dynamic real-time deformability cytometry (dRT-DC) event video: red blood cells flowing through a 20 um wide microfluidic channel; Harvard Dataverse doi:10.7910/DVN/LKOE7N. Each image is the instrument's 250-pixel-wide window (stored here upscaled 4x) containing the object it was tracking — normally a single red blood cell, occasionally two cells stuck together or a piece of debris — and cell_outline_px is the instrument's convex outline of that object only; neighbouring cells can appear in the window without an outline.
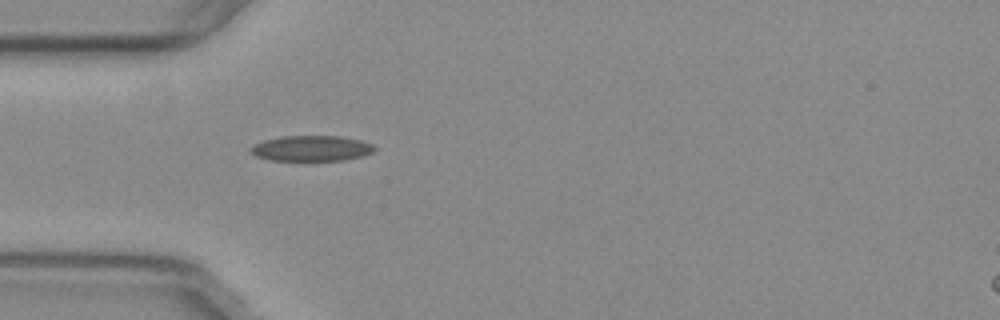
{"species": "common noctule bat (a hibernating species)", "species_latin": "Nyctalus noctula", "temperature_condition": "warm", "stored_images_in_passage": 31, "camera_frame_rate_fps": 3000, "um_per_image_px": 0.085, "animal": {"sex": "female", "body_mass_g": 29.2, "forearm_length_mm": 56.3}, "frame": {"image": 1, "passage_image": 1, "time_ms": 0.0, "image_size_px": [1000, 320], "cell_outline_px": [[376, 148], [372, 152], [360, 156], [344, 160], [268, 160], [256, 156], [248, 148], [252, 144], [264, 140], [284, 136], [340, 136], [360, 140], [372, 144]], "centroid_in_image_um": [26.43, 12.6], "position_along_channel_um": 58.6, "area_um2": 18.32}}
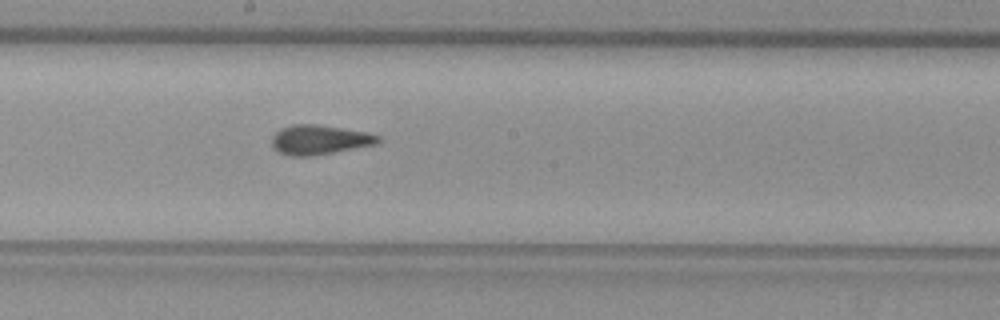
{"frame": {"image": 2, "passage_image": 14, "time_ms": 4.333, "image_size_px": [1000, 320], "cell_outline_px": [[384, 140], [376, 144], [312, 156], [288, 156], [276, 152], [272, 148], [272, 136], [280, 128], [292, 124], [316, 124], [364, 132], [380, 136]], "centroid_in_image_um": [27.1, 11.89], "position_along_channel_um": 221.1, "area_um2": 18.38}}
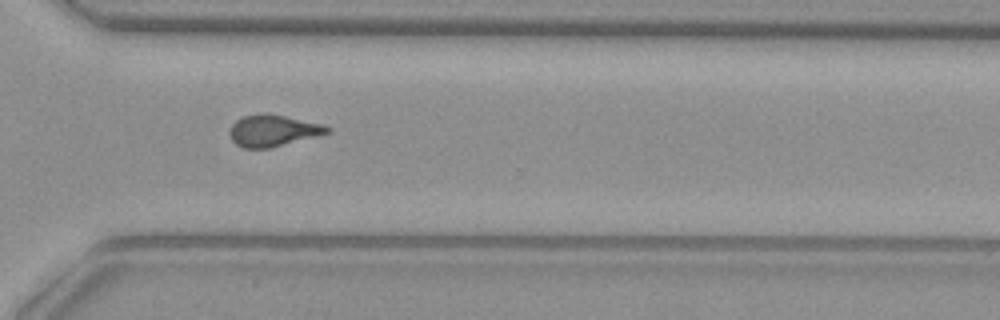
{"frame": {"image": 3, "passage_image": 24, "time_ms": 7.667, "image_size_px": [1000, 320], "cell_outline_px": [[332, 132], [268, 148], [244, 148], [236, 144], [232, 140], [228, 132], [232, 124], [236, 120], [244, 116], [264, 112], [268, 112], [324, 124], [332, 128]], "centroid_in_image_um": [23.21, 11.08], "position_along_channel_um": 347.4, "area_um2": 18.09}, "authors_computed_cell_mechanics": {"area_um2": 18.0914, "velocity_mm_per_s": 3.7977, "shape_relaxation_time_tau1_ms": 7.6447, "shape_relaxation_time_tau2_ms": 1.028, "deformation_change_tau1": 0.2037, "deformation_change_tau2": 0.0811}}